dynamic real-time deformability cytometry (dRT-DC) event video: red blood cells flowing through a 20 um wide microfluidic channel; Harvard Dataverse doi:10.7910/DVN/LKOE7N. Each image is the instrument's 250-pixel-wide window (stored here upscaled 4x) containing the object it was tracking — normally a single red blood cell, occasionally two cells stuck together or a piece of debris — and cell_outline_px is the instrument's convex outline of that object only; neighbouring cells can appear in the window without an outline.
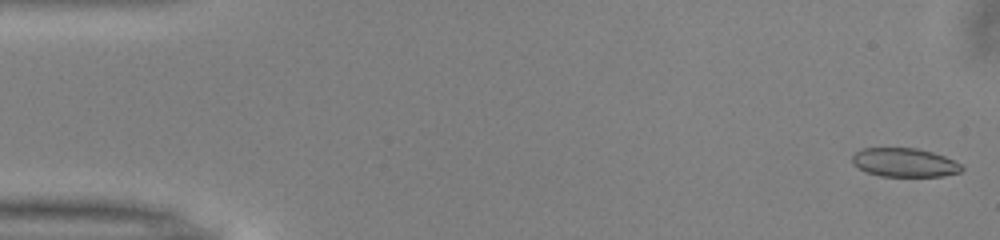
{"species": "common noctule bat (a hibernating species)", "species_latin": "Nyctalus noctula", "temperature_condition": "warm", "stored_images_in_passage": 50, "camera_frame_rate_fps": 3000, "um_per_image_px": 0.085, "animal": {"sex": "male", "body_mass_g": 13.0, "forearm_length_mm": 53.1}, "frame": {"image": 1, "passage_image": 1, "time_ms": 0.0, "image_size_px": [1000, 240], "cell_outline_px": [[964, 168], [960, 172], [944, 176], [880, 176], [868, 172], [852, 164], [852, 156], [860, 148], [916, 148], [932, 152], [944, 156], [960, 164]], "centroid_in_image_um": [76.87, 13.81], "position_along_channel_um": 8.1, "area_um2": 18.26}}
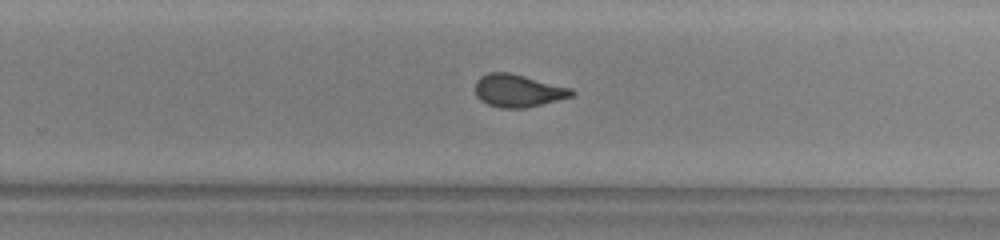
{"frame": {"image": 2, "passage_image": 32, "time_ms": 10.333, "image_size_px": [1000, 240], "cell_outline_px": [[576, 92], [572, 96], [524, 108], [500, 108], [488, 104], [480, 100], [476, 96], [476, 80], [480, 76], [488, 72], [508, 72], [572, 88]], "centroid_in_image_um": [44.01, 7.7], "position_along_channel_um": 285.8, "area_um2": 18.21}}
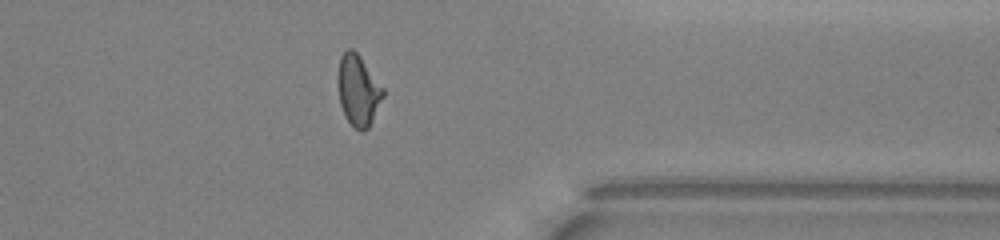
{"frame": {"image": 3, "passage_image": 40, "time_ms": 13.0, "image_size_px": [1000, 240], "cell_outline_px": [[384, 96], [368, 128], [364, 132], [356, 128], [344, 116], [340, 104], [340, 56], [348, 48], [352, 48], [360, 56], [384, 88]], "centroid_in_image_um": [30.49, 7.69], "position_along_channel_um": 380.9, "area_um2": 18.09}, "authors_computed_cell_mechanics": {"area_um2": 18.9295, "velocity_mm_per_s": 4.0179, "shape_relaxation_time_tau1_ms": 10.6946, "shape_relaxation_time_tau2_ms": 0.9249, "deformation_change_tau1": 0.226, "deformation_change_tau2": 0.0676}}